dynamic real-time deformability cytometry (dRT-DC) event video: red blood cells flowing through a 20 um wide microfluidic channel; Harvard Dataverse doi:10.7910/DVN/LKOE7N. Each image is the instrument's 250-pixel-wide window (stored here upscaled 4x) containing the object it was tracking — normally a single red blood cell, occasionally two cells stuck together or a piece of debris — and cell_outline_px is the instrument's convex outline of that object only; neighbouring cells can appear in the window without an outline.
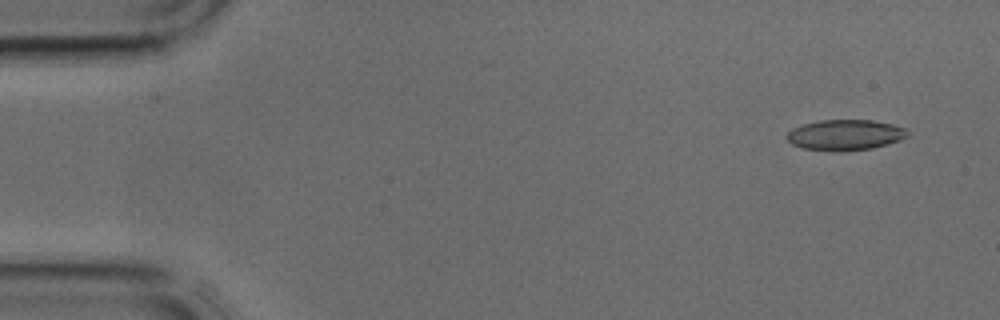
{"species": "common noctule bat (a hibernating species)", "species_latin": "Nyctalus noctula", "temperature_condition": "cold", "stored_images_in_passage": 4, "camera_frame_rate_fps": 3000, "um_per_image_px": 0.085, "animal": {"sex": "male", "body_mass_g": 17.9, "forearm_length_mm": 54.2}, "frame": {"image": 1, "passage_image": 1, "time_ms": 0.0, "image_size_px": [1000, 320], "cell_outline_px": [[908, 136], [900, 140], [888, 144], [872, 148], [840, 152], [804, 148], [792, 144], [784, 136], [792, 128], [800, 124], [820, 120], [872, 120], [892, 124], [904, 128], [908, 132]], "centroid_in_image_um": [71.81, 11.47], "position_along_channel_um": 13.2, "area_um2": 21.68}}